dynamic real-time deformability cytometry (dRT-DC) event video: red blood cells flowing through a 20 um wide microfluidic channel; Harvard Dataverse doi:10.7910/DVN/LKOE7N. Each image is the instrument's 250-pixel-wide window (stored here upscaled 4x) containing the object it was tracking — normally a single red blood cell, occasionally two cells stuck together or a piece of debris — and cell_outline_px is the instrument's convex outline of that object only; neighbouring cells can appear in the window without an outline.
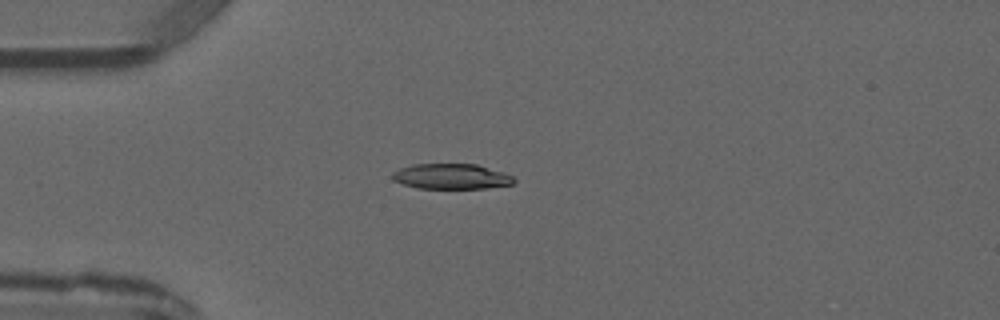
{"species": "common noctule bat (a hibernating species)", "species_latin": "Nyctalus noctula", "temperature_condition": "warm", "stored_images_in_passage": 5, "camera_frame_rate_fps": 3000, "um_per_image_px": 0.085, "animal": {"sex": "male", "forearm_length_mm": 52.5}, "frame": {"image": 1, "passage_image": 4, "time_ms": 3.667, "image_size_px": [1000, 320], "cell_outline_px": [[516, 180], [512, 184], [484, 188], [416, 188], [392, 180], [392, 172], [400, 168], [412, 164], [476, 164], [504, 172], [512, 176]], "centroid_in_image_um": [38.34, 14.99], "position_along_channel_um": 46.7, "area_um2": 17.92}}